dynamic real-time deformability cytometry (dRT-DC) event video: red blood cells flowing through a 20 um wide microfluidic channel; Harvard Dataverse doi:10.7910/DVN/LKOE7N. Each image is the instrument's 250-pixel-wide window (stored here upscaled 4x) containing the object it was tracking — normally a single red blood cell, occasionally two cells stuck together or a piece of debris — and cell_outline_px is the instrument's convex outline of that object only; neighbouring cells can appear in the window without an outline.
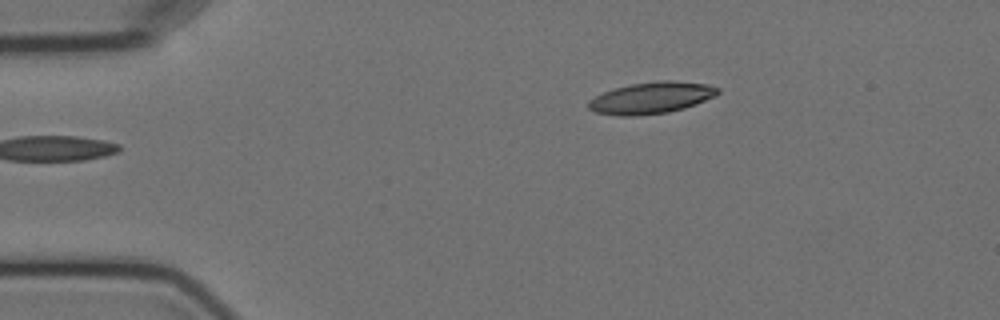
{"species": "Egyptian fruit bat (a non-hibernating species)", "species_latin": "Rousettus aegyptiacus", "temperature_condition": "cold", "stored_images_in_passage": 2, "camera_frame_rate_fps": 3000, "um_per_image_px": 0.085, "animal": {"sex": "female"}, "frame": {"image": 1, "passage_image": 2, "time_ms": 1.0, "image_size_px": [1000, 320], "cell_outline_px": [[720, 92], [716, 96], [696, 104], [684, 108], [668, 112], [636, 116], [620, 116], [596, 112], [588, 108], [588, 100], [604, 92], [616, 88], [632, 84], [660, 80], [676, 80], [708, 84], [720, 88]], "centroid_in_image_um": [55.41, 8.31], "position_along_channel_um": 29.6, "area_um2": 23.87}}